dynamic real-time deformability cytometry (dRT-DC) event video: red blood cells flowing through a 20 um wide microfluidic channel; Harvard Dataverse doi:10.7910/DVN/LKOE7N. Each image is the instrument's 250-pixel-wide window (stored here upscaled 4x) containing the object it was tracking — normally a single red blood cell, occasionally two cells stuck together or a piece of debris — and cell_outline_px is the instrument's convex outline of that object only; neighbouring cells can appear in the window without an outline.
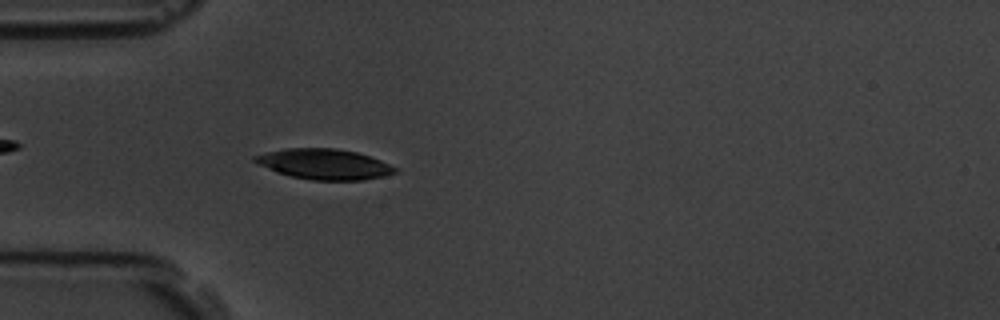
{"species": "common noctule bat (a hibernating species)", "species_latin": "Nyctalus noctula", "temperature_condition": "room temperature", "stored_images_in_passage": 58, "camera_frame_rate_fps": 3000, "um_per_image_px": 0.085, "animal": {"sex": "male", "body_mass_g": 19.5, "forearm_length_mm": 54.6}, "frame": {"image": 1, "passage_image": 17, "time_ms": 5.333, "image_size_px": [1000, 320], "cell_outline_px": [[396, 172], [384, 176], [364, 180], [312, 180], [292, 176], [276, 172], [256, 164], [252, 160], [252, 156], [264, 152], [284, 148], [336, 148], [356, 152], [380, 160], [396, 168]], "centroid_in_image_um": [27.49, 13.94], "position_along_channel_um": 57.5, "area_um2": 24.91}}
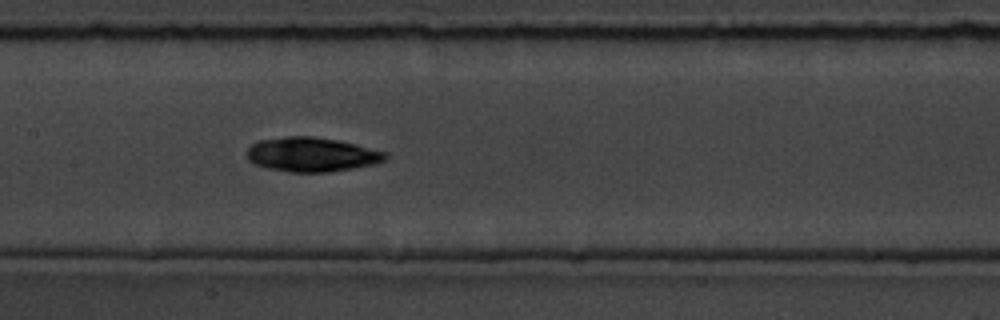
{"frame": {"image": 2, "passage_image": 28, "time_ms": 9.0, "image_size_px": [1000, 320], "cell_outline_px": [[388, 156], [384, 160], [376, 164], [328, 172], [288, 172], [268, 168], [256, 164], [248, 160], [248, 148], [252, 144], [260, 140], [288, 136], [312, 136], [336, 140], [356, 144], [388, 152]], "centroid_in_image_um": [26.53, 13.13], "position_along_channel_um": 180.9, "area_um2": 27.63}}
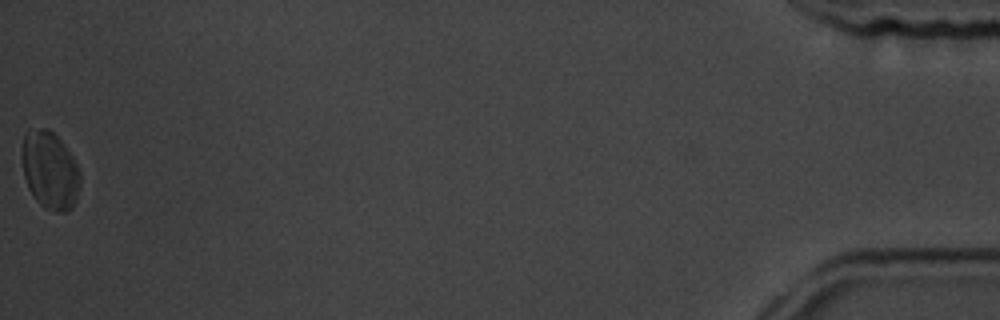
{"frame": {"image": 3, "passage_image": 58, "time_ms": 19.0, "image_size_px": [1000, 320], "cell_outline_px": [[80, 184], [76, 200], [72, 208], [64, 212], [56, 212], [44, 208], [36, 200], [28, 188], [24, 176], [24, 132], [28, 128], [48, 128], [60, 140], [72, 156], [80, 172]], "centroid_in_image_um": [4.26, 14.49], "position_along_channel_um": 430.9, "area_um2": 26.13}, "authors_computed_cell_mechanics": {"area_um2": 25.8944, "velocity_mm_per_s": 3.5018, "shape_relaxation_time_tau1_ms": 2.3389, "shape_relaxation_time_tau2_ms": null, "deformation_change_tau1": 0.0629, "deformation_change_tau2": null}}